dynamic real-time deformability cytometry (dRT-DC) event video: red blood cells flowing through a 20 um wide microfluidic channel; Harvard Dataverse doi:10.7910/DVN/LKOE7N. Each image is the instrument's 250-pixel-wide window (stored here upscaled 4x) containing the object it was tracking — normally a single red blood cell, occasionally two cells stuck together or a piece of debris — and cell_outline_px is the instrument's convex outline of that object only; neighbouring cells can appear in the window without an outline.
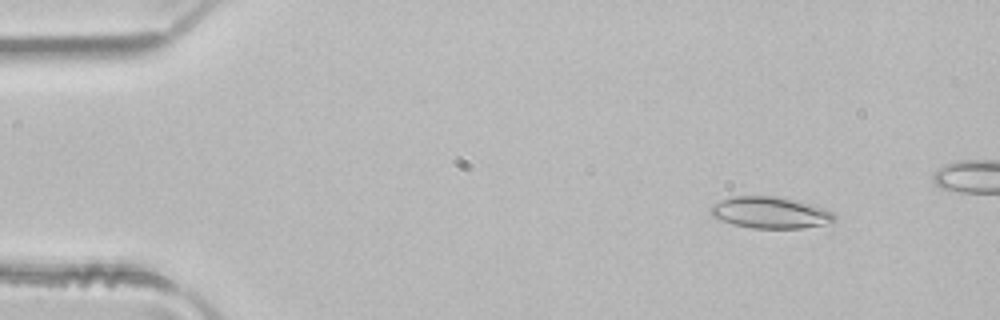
{"species": "common noctule bat (a hibernating species)", "species_latin": "Nyctalus noctula", "temperature_condition": "room temperature", "stored_images_in_passage": 4, "camera_frame_rate_fps": 3000, "um_per_image_px": 0.085, "animal": {"sex": "male", "body_mass_g": 21.5, "forearm_length_mm": 52.0}, "frame": {"image": 1, "passage_image": 2, "time_ms": 0.333, "image_size_px": [1000, 320], "cell_outline_px": [[836, 220], [824, 224], [800, 228], [752, 228], [732, 224], [720, 220], [712, 216], [708, 212], [708, 208], [712, 204], [720, 200], [736, 196], [776, 196], [808, 204], [832, 212], [836, 216]], "centroid_in_image_um": [65.38, 18.08], "position_along_channel_um": 19.6, "area_um2": 22.54}}